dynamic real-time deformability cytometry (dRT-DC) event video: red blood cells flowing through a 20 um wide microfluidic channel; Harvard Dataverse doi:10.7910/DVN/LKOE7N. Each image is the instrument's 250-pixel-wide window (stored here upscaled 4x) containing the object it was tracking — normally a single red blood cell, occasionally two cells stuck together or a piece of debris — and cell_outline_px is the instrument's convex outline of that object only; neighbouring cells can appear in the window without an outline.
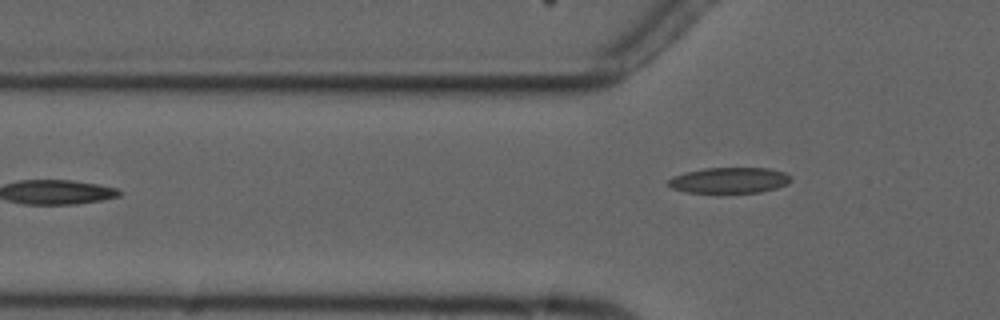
{"species": "common noctule bat (a hibernating species)", "species_latin": "Nyctalus noctula", "temperature_condition": "cold", "stored_images_in_passage": 6, "camera_frame_rate_fps": 3000, "um_per_image_px": 0.085, "animal": {"sex": "male", "forearm_length_mm": 52.5}, "frame": {"image": 1, "passage_image": 6, "time_ms": 6.333, "image_size_px": [1000, 320], "cell_outline_px": [[792, 180], [788, 184], [776, 188], [760, 192], [684, 192], [672, 188], [664, 184], [672, 176], [684, 172], [704, 168], [768, 168], [784, 172], [792, 176]], "centroid_in_image_um": [61.97, 15.31], "position_along_channel_um": 63.8, "area_um2": 18.55}}